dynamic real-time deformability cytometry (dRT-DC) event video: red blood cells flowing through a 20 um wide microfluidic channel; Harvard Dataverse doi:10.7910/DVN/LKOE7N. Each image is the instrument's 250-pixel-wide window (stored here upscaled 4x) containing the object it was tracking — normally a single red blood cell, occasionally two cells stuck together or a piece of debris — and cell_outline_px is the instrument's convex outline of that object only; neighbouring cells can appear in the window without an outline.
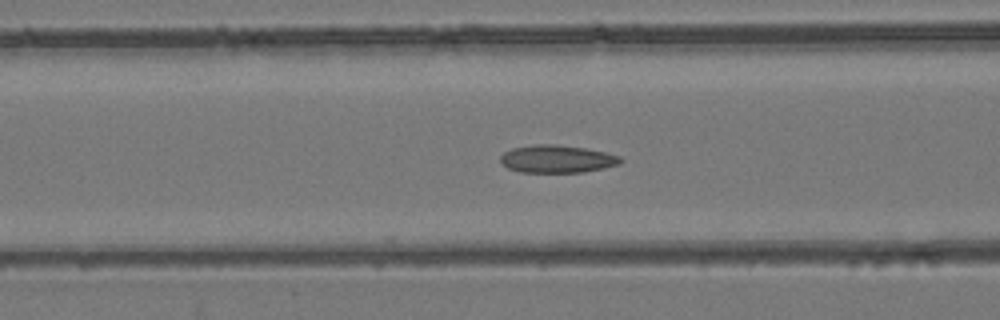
{"species": "common noctule bat (a hibernating species)", "species_latin": "Nyctalus noctula", "temperature_condition": "room temperature", "stored_images_in_passage": 52, "camera_frame_rate_fps": 3000, "um_per_image_px": 0.085, "animal": {"sex": "female", "body_mass_g": 24.6, "forearm_length_mm": 56.2}, "frame": {"image": 1, "passage_image": 21, "time_ms": 6.667, "image_size_px": [1000, 320], "cell_outline_px": [[624, 160], [620, 164], [584, 172], [520, 172], [508, 168], [500, 164], [500, 156], [504, 152], [512, 148], [536, 144], [556, 144], [584, 148], [604, 152], [620, 156]], "centroid_in_image_um": [47.32, 13.51], "position_along_channel_um": 119.3, "area_um2": 19.42}}
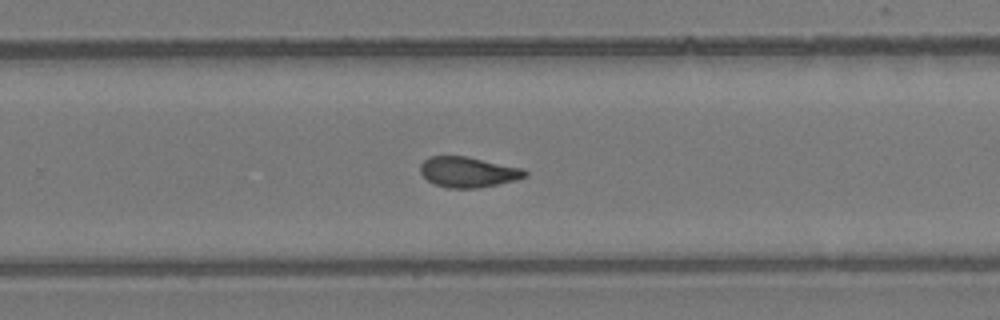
{"frame": {"image": 2, "passage_image": 34, "time_ms": 11.0, "image_size_px": [1000, 320], "cell_outline_px": [[528, 176], [516, 180], [480, 188], [448, 188], [436, 184], [428, 180], [420, 172], [420, 164], [428, 156], [464, 156], [524, 168], [528, 172]], "centroid_in_image_um": [39.81, 14.62], "position_along_channel_um": 290.0, "area_um2": 18.61}}
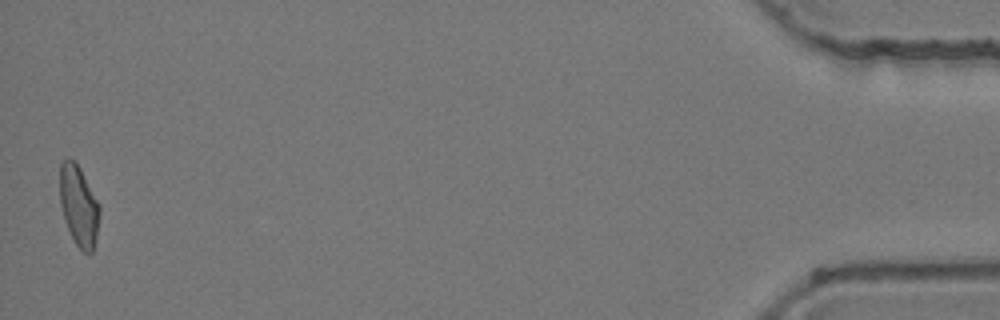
{"frame": {"image": 3, "passage_image": 52, "time_ms": 17.0, "image_size_px": [1000, 320], "cell_outline_px": [[100, 212], [96, 236], [92, 252], [84, 252], [76, 244], [64, 220], [60, 204], [60, 164], [68, 156], [80, 168], [100, 204]], "centroid_in_image_um": [6.69, 17.46], "position_along_channel_um": 428.5, "area_um2": 18.5}, "authors_computed_cell_mechanics": {"area_um2": 18.8139, "velocity_mm_per_s": 3.9491, "shape_relaxation_time_tau1_ms": null, "shape_relaxation_time_tau2_ms": 2.6461, "deformation_change_tau1": null, "deformation_change_tau2": 0.091}}